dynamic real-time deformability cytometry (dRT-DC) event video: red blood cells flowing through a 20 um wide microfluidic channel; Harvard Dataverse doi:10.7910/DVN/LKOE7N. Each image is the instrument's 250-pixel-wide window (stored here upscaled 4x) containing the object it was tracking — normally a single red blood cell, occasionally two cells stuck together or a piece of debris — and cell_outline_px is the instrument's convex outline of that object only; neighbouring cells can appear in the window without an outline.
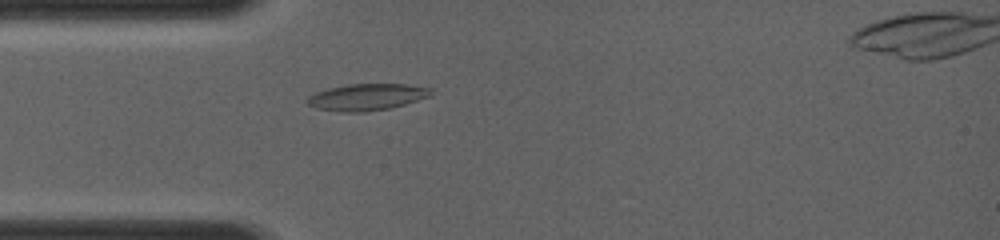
{"species": "common noctule bat (a hibernating species)", "species_latin": "Nyctalus noctula", "temperature_condition": "room temperature", "stored_images_in_passage": 37, "camera_frame_rate_fps": 4000, "um_per_image_px": 0.085, "animal": {"sex": "female", "body_mass_g": 19.0, "forearm_length_mm": 56.7}, "frame": {"image": 1, "passage_image": 15, "time_ms": 3.25, "image_size_px": [1000, 240], "cell_outline_px": [[432, 96], [404, 104], [388, 108], [364, 112], [340, 112], [316, 108], [308, 104], [308, 96], [316, 92], [328, 88], [348, 84], [404, 84], [432, 88]], "centroid_in_image_um": [31.19, 8.24], "position_along_channel_um": 53.8, "area_um2": 19.13}}
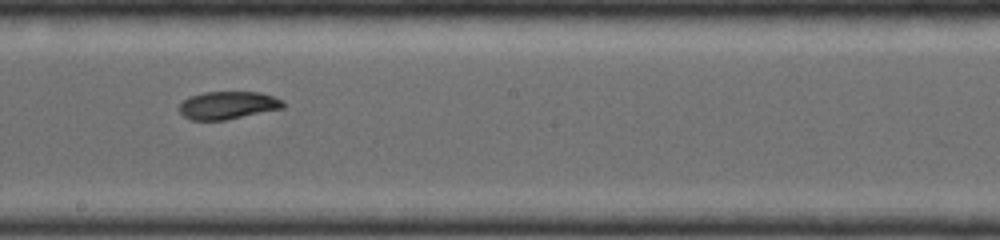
{"frame": {"image": 2, "passage_image": 25, "time_ms": 7.0, "image_size_px": [1000, 240], "cell_outline_px": [[284, 108], [224, 120], [192, 120], [184, 116], [180, 112], [180, 104], [188, 96], [204, 92], [260, 92], [284, 100]], "centroid_in_image_um": [19.37, 8.94], "position_along_channel_um": 228.8, "area_um2": 16.76}}
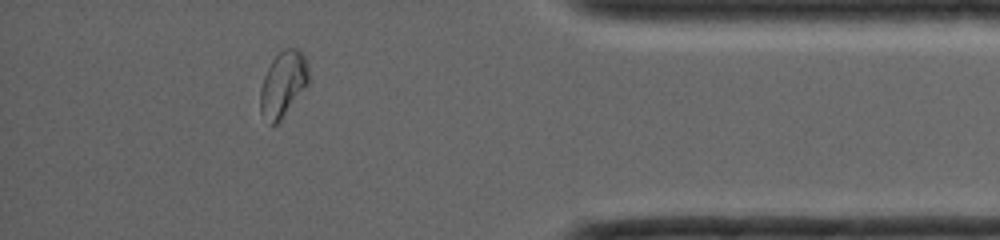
{"frame": {"image": 3, "passage_image": 34, "time_ms": 11.25, "image_size_px": [1000, 240], "cell_outline_px": [[312, 80], [280, 120], [272, 128], [260, 112], [260, 88], [264, 76], [272, 60], [284, 48], [300, 48], [304, 52], [308, 60]], "centroid_in_image_um": [24.12, 7.11], "position_along_channel_um": 411.1, "area_um2": 19.07}}